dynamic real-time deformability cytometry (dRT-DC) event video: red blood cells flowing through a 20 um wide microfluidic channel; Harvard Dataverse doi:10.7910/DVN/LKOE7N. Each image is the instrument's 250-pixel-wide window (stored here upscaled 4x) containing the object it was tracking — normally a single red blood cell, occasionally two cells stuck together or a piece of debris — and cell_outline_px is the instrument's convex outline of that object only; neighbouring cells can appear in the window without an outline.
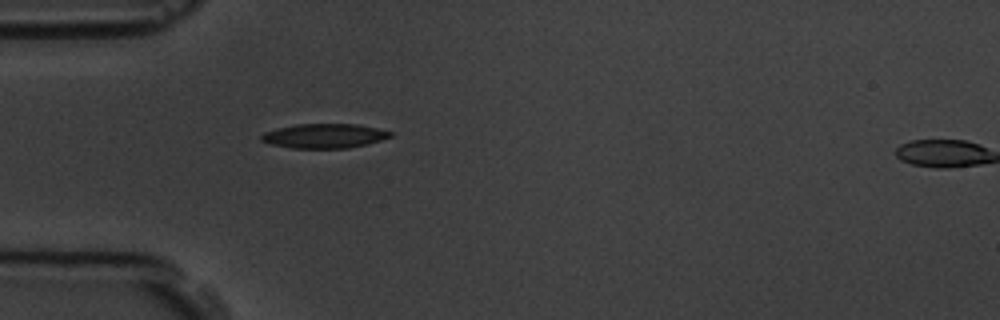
{"species": "common noctule bat (a hibernating species)", "species_latin": "Nyctalus noctula", "temperature_condition": "room temperature", "stored_images_in_passage": 2, "segment_of_instrument_passage": [1, 2], "camera_frame_rate_fps": 3000, "um_per_image_px": 0.085, "animal": {"sex": "male", "body_mass_g": 19.5, "forearm_length_mm": 54.6}, "frame": {"image": 1, "passage_image": 1, "time_ms": 0.0, "image_size_px": [1000, 320], "cell_outline_px": [[392, 136], [368, 144], [348, 148], [292, 148], [268, 144], [260, 140], [260, 136], [264, 132], [296, 124], [356, 124], [376, 128], [392, 132]], "centroid_in_image_um": [27.54, 11.56], "position_along_channel_um": 57.5, "area_um2": 18.32}}